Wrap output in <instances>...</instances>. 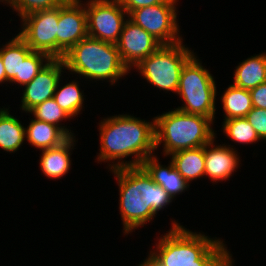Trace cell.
<instances>
[{
	"mask_svg": "<svg viewBox=\"0 0 266 266\" xmlns=\"http://www.w3.org/2000/svg\"><path fill=\"white\" fill-rule=\"evenodd\" d=\"M152 121L147 122L127 114L110 116L101 120L99 124L100 153L96 160L110 163L112 161L113 164L109 165L110 170L141 166L156 149L155 119L153 118ZM132 155H135L134 159L128 162L121 161Z\"/></svg>",
	"mask_w": 266,
	"mask_h": 266,
	"instance_id": "6da1fadb",
	"label": "cell"
},
{
	"mask_svg": "<svg viewBox=\"0 0 266 266\" xmlns=\"http://www.w3.org/2000/svg\"><path fill=\"white\" fill-rule=\"evenodd\" d=\"M171 224L146 258L153 266H233L223 241L192 232L176 221Z\"/></svg>",
	"mask_w": 266,
	"mask_h": 266,
	"instance_id": "7a4b0ae2",
	"label": "cell"
},
{
	"mask_svg": "<svg viewBox=\"0 0 266 266\" xmlns=\"http://www.w3.org/2000/svg\"><path fill=\"white\" fill-rule=\"evenodd\" d=\"M119 186V209L125 234L153 220L172 198L142 166L111 170Z\"/></svg>",
	"mask_w": 266,
	"mask_h": 266,
	"instance_id": "3957f363",
	"label": "cell"
},
{
	"mask_svg": "<svg viewBox=\"0 0 266 266\" xmlns=\"http://www.w3.org/2000/svg\"><path fill=\"white\" fill-rule=\"evenodd\" d=\"M65 69L86 79L117 82L130 73L123 63L116 44L87 36L74 45L62 58ZM73 72V73H72Z\"/></svg>",
	"mask_w": 266,
	"mask_h": 266,
	"instance_id": "277c9868",
	"label": "cell"
},
{
	"mask_svg": "<svg viewBox=\"0 0 266 266\" xmlns=\"http://www.w3.org/2000/svg\"><path fill=\"white\" fill-rule=\"evenodd\" d=\"M155 119L156 149L163 143L164 156L187 149L207 145L216 137L211 125L213 120L196 114L182 112L175 108Z\"/></svg>",
	"mask_w": 266,
	"mask_h": 266,
	"instance_id": "5b68a950",
	"label": "cell"
},
{
	"mask_svg": "<svg viewBox=\"0 0 266 266\" xmlns=\"http://www.w3.org/2000/svg\"><path fill=\"white\" fill-rule=\"evenodd\" d=\"M177 94L181 100L183 99L184 104L176 109L215 119V80L195 54L182 68Z\"/></svg>",
	"mask_w": 266,
	"mask_h": 266,
	"instance_id": "8992f818",
	"label": "cell"
},
{
	"mask_svg": "<svg viewBox=\"0 0 266 266\" xmlns=\"http://www.w3.org/2000/svg\"><path fill=\"white\" fill-rule=\"evenodd\" d=\"M182 42L162 45L157 51L142 59L135 69L152 86L177 93L182 68L195 54Z\"/></svg>",
	"mask_w": 266,
	"mask_h": 266,
	"instance_id": "52a82bcc",
	"label": "cell"
},
{
	"mask_svg": "<svg viewBox=\"0 0 266 266\" xmlns=\"http://www.w3.org/2000/svg\"><path fill=\"white\" fill-rule=\"evenodd\" d=\"M179 0H166L162 4L138 8L128 18L146 32L154 36L163 45H173L183 39L179 35L177 9Z\"/></svg>",
	"mask_w": 266,
	"mask_h": 266,
	"instance_id": "ba28073f",
	"label": "cell"
},
{
	"mask_svg": "<svg viewBox=\"0 0 266 266\" xmlns=\"http://www.w3.org/2000/svg\"><path fill=\"white\" fill-rule=\"evenodd\" d=\"M84 3L88 36L116 44L128 18V13L120 2L118 0H88Z\"/></svg>",
	"mask_w": 266,
	"mask_h": 266,
	"instance_id": "9c48e42d",
	"label": "cell"
},
{
	"mask_svg": "<svg viewBox=\"0 0 266 266\" xmlns=\"http://www.w3.org/2000/svg\"><path fill=\"white\" fill-rule=\"evenodd\" d=\"M22 30L18 35L32 49L56 59V34L59 7L31 13L21 18Z\"/></svg>",
	"mask_w": 266,
	"mask_h": 266,
	"instance_id": "30bf717a",
	"label": "cell"
},
{
	"mask_svg": "<svg viewBox=\"0 0 266 266\" xmlns=\"http://www.w3.org/2000/svg\"><path fill=\"white\" fill-rule=\"evenodd\" d=\"M81 0H65L59 6L56 34V59L63 56L79 41L86 38L87 13Z\"/></svg>",
	"mask_w": 266,
	"mask_h": 266,
	"instance_id": "8fae6325",
	"label": "cell"
},
{
	"mask_svg": "<svg viewBox=\"0 0 266 266\" xmlns=\"http://www.w3.org/2000/svg\"><path fill=\"white\" fill-rule=\"evenodd\" d=\"M162 45L154 36L129 18L125 21L119 40L116 43L121 59L129 70L142 59L157 51Z\"/></svg>",
	"mask_w": 266,
	"mask_h": 266,
	"instance_id": "7c38bea8",
	"label": "cell"
},
{
	"mask_svg": "<svg viewBox=\"0 0 266 266\" xmlns=\"http://www.w3.org/2000/svg\"><path fill=\"white\" fill-rule=\"evenodd\" d=\"M65 64L62 59H50L23 90L21 109L28 113L47 99L53 98Z\"/></svg>",
	"mask_w": 266,
	"mask_h": 266,
	"instance_id": "4fadbf2b",
	"label": "cell"
},
{
	"mask_svg": "<svg viewBox=\"0 0 266 266\" xmlns=\"http://www.w3.org/2000/svg\"><path fill=\"white\" fill-rule=\"evenodd\" d=\"M215 139L204 146L205 177L208 176L213 183L229 180L232 173L239 166L237 150L230 145H214ZM238 156V157H237Z\"/></svg>",
	"mask_w": 266,
	"mask_h": 266,
	"instance_id": "5bb4252c",
	"label": "cell"
},
{
	"mask_svg": "<svg viewBox=\"0 0 266 266\" xmlns=\"http://www.w3.org/2000/svg\"><path fill=\"white\" fill-rule=\"evenodd\" d=\"M157 156L151 155L147 157L142 167L151 176L156 184H159L168 195L174 199L176 195L185 192L189 188V183L175 169L172 161L168 166L159 164Z\"/></svg>",
	"mask_w": 266,
	"mask_h": 266,
	"instance_id": "9a60e30c",
	"label": "cell"
},
{
	"mask_svg": "<svg viewBox=\"0 0 266 266\" xmlns=\"http://www.w3.org/2000/svg\"><path fill=\"white\" fill-rule=\"evenodd\" d=\"M75 140V136H71L56 147L42 150L39 164L45 176L59 179L68 173L71 168L70 152L75 146Z\"/></svg>",
	"mask_w": 266,
	"mask_h": 266,
	"instance_id": "2e32d148",
	"label": "cell"
},
{
	"mask_svg": "<svg viewBox=\"0 0 266 266\" xmlns=\"http://www.w3.org/2000/svg\"><path fill=\"white\" fill-rule=\"evenodd\" d=\"M31 52L32 49L18 34L0 48V56L9 83L14 82L21 86L22 63Z\"/></svg>",
	"mask_w": 266,
	"mask_h": 266,
	"instance_id": "e0dca14e",
	"label": "cell"
},
{
	"mask_svg": "<svg viewBox=\"0 0 266 266\" xmlns=\"http://www.w3.org/2000/svg\"><path fill=\"white\" fill-rule=\"evenodd\" d=\"M26 140L40 151L56 147L69 136L58 126L38 119H32L25 128Z\"/></svg>",
	"mask_w": 266,
	"mask_h": 266,
	"instance_id": "ac0fdd59",
	"label": "cell"
},
{
	"mask_svg": "<svg viewBox=\"0 0 266 266\" xmlns=\"http://www.w3.org/2000/svg\"><path fill=\"white\" fill-rule=\"evenodd\" d=\"M265 82L266 53L251 56L236 67L233 85L250 91Z\"/></svg>",
	"mask_w": 266,
	"mask_h": 266,
	"instance_id": "d6986e66",
	"label": "cell"
},
{
	"mask_svg": "<svg viewBox=\"0 0 266 266\" xmlns=\"http://www.w3.org/2000/svg\"><path fill=\"white\" fill-rule=\"evenodd\" d=\"M170 156L175 169L188 183L205 176L204 146L181 150Z\"/></svg>",
	"mask_w": 266,
	"mask_h": 266,
	"instance_id": "ffe728a7",
	"label": "cell"
},
{
	"mask_svg": "<svg viewBox=\"0 0 266 266\" xmlns=\"http://www.w3.org/2000/svg\"><path fill=\"white\" fill-rule=\"evenodd\" d=\"M9 112V108H0V148L13 153L19 150L26 139V127Z\"/></svg>",
	"mask_w": 266,
	"mask_h": 266,
	"instance_id": "44dd1931",
	"label": "cell"
},
{
	"mask_svg": "<svg viewBox=\"0 0 266 266\" xmlns=\"http://www.w3.org/2000/svg\"><path fill=\"white\" fill-rule=\"evenodd\" d=\"M224 119L246 117L253 108L249 90L231 84L221 96Z\"/></svg>",
	"mask_w": 266,
	"mask_h": 266,
	"instance_id": "7402d4cb",
	"label": "cell"
},
{
	"mask_svg": "<svg viewBox=\"0 0 266 266\" xmlns=\"http://www.w3.org/2000/svg\"><path fill=\"white\" fill-rule=\"evenodd\" d=\"M80 90L81 89L79 88L77 81L69 82L62 87L60 86L59 81L53 96L61 109L72 118L80 114L81 109H83L82 104L85 98L83 97V91Z\"/></svg>",
	"mask_w": 266,
	"mask_h": 266,
	"instance_id": "603a6c76",
	"label": "cell"
},
{
	"mask_svg": "<svg viewBox=\"0 0 266 266\" xmlns=\"http://www.w3.org/2000/svg\"><path fill=\"white\" fill-rule=\"evenodd\" d=\"M223 133L239 144H253L261 139L245 117L224 120Z\"/></svg>",
	"mask_w": 266,
	"mask_h": 266,
	"instance_id": "cb8c5ba5",
	"label": "cell"
},
{
	"mask_svg": "<svg viewBox=\"0 0 266 266\" xmlns=\"http://www.w3.org/2000/svg\"><path fill=\"white\" fill-rule=\"evenodd\" d=\"M28 113L34 115L35 119L54 124L61 128L69 137L74 136L71 130L60 124L62 120L72 118L61 109L54 98H50L32 108Z\"/></svg>",
	"mask_w": 266,
	"mask_h": 266,
	"instance_id": "d4e9b609",
	"label": "cell"
},
{
	"mask_svg": "<svg viewBox=\"0 0 266 266\" xmlns=\"http://www.w3.org/2000/svg\"><path fill=\"white\" fill-rule=\"evenodd\" d=\"M50 59L51 58L45 53L32 51L22 63L21 85L24 86L30 83Z\"/></svg>",
	"mask_w": 266,
	"mask_h": 266,
	"instance_id": "484cf974",
	"label": "cell"
},
{
	"mask_svg": "<svg viewBox=\"0 0 266 266\" xmlns=\"http://www.w3.org/2000/svg\"><path fill=\"white\" fill-rule=\"evenodd\" d=\"M65 0H14L13 9L20 18L31 13L59 7Z\"/></svg>",
	"mask_w": 266,
	"mask_h": 266,
	"instance_id": "4316f807",
	"label": "cell"
},
{
	"mask_svg": "<svg viewBox=\"0 0 266 266\" xmlns=\"http://www.w3.org/2000/svg\"><path fill=\"white\" fill-rule=\"evenodd\" d=\"M261 140H266V109L253 107L245 117Z\"/></svg>",
	"mask_w": 266,
	"mask_h": 266,
	"instance_id": "83f0119b",
	"label": "cell"
},
{
	"mask_svg": "<svg viewBox=\"0 0 266 266\" xmlns=\"http://www.w3.org/2000/svg\"><path fill=\"white\" fill-rule=\"evenodd\" d=\"M122 5L123 9L128 13V15L141 7L158 5L164 3L166 0H118Z\"/></svg>",
	"mask_w": 266,
	"mask_h": 266,
	"instance_id": "f1b7e54d",
	"label": "cell"
},
{
	"mask_svg": "<svg viewBox=\"0 0 266 266\" xmlns=\"http://www.w3.org/2000/svg\"><path fill=\"white\" fill-rule=\"evenodd\" d=\"M252 106L266 109V82L250 90Z\"/></svg>",
	"mask_w": 266,
	"mask_h": 266,
	"instance_id": "f546056e",
	"label": "cell"
},
{
	"mask_svg": "<svg viewBox=\"0 0 266 266\" xmlns=\"http://www.w3.org/2000/svg\"><path fill=\"white\" fill-rule=\"evenodd\" d=\"M9 82L6 78V73H5V68L2 62V58L0 56V83H5V82Z\"/></svg>",
	"mask_w": 266,
	"mask_h": 266,
	"instance_id": "4dcf8cb0",
	"label": "cell"
},
{
	"mask_svg": "<svg viewBox=\"0 0 266 266\" xmlns=\"http://www.w3.org/2000/svg\"><path fill=\"white\" fill-rule=\"evenodd\" d=\"M0 2H4V4H8L11 8H13L14 0H0Z\"/></svg>",
	"mask_w": 266,
	"mask_h": 266,
	"instance_id": "1f68e13d",
	"label": "cell"
},
{
	"mask_svg": "<svg viewBox=\"0 0 266 266\" xmlns=\"http://www.w3.org/2000/svg\"><path fill=\"white\" fill-rule=\"evenodd\" d=\"M138 266H153V265L147 259H145L144 262H142Z\"/></svg>",
	"mask_w": 266,
	"mask_h": 266,
	"instance_id": "d6a6232c",
	"label": "cell"
}]
</instances>
